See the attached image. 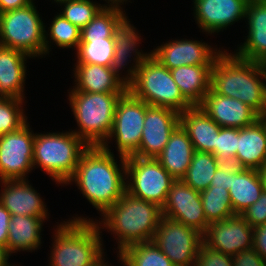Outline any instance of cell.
Returning <instances> with one entry per match:
<instances>
[{
    "label": "cell",
    "instance_id": "d590c367",
    "mask_svg": "<svg viewBox=\"0 0 266 266\" xmlns=\"http://www.w3.org/2000/svg\"><path fill=\"white\" fill-rule=\"evenodd\" d=\"M58 3L65 7L59 14L80 29L85 27L105 6V4H95L91 0H62Z\"/></svg>",
    "mask_w": 266,
    "mask_h": 266
},
{
    "label": "cell",
    "instance_id": "d6a6232c",
    "mask_svg": "<svg viewBox=\"0 0 266 266\" xmlns=\"http://www.w3.org/2000/svg\"><path fill=\"white\" fill-rule=\"evenodd\" d=\"M206 220L209 224L236 215L228 189L209 186L200 192Z\"/></svg>",
    "mask_w": 266,
    "mask_h": 266
},
{
    "label": "cell",
    "instance_id": "f5cc1de1",
    "mask_svg": "<svg viewBox=\"0 0 266 266\" xmlns=\"http://www.w3.org/2000/svg\"><path fill=\"white\" fill-rule=\"evenodd\" d=\"M60 1H62V0H54V2H56L57 4H58V2H60Z\"/></svg>",
    "mask_w": 266,
    "mask_h": 266
},
{
    "label": "cell",
    "instance_id": "7bdbcfd3",
    "mask_svg": "<svg viewBox=\"0 0 266 266\" xmlns=\"http://www.w3.org/2000/svg\"><path fill=\"white\" fill-rule=\"evenodd\" d=\"M253 248L266 261V223L253 228Z\"/></svg>",
    "mask_w": 266,
    "mask_h": 266
},
{
    "label": "cell",
    "instance_id": "f546056e",
    "mask_svg": "<svg viewBox=\"0 0 266 266\" xmlns=\"http://www.w3.org/2000/svg\"><path fill=\"white\" fill-rule=\"evenodd\" d=\"M119 5L107 4L81 29L80 40H103L113 38L114 29L126 17Z\"/></svg>",
    "mask_w": 266,
    "mask_h": 266
},
{
    "label": "cell",
    "instance_id": "681fc988",
    "mask_svg": "<svg viewBox=\"0 0 266 266\" xmlns=\"http://www.w3.org/2000/svg\"><path fill=\"white\" fill-rule=\"evenodd\" d=\"M104 255L102 254L93 264L89 265V266H109L107 264V262L105 263L104 261L105 258L103 257ZM112 266V265H111Z\"/></svg>",
    "mask_w": 266,
    "mask_h": 266
},
{
    "label": "cell",
    "instance_id": "f907efd6",
    "mask_svg": "<svg viewBox=\"0 0 266 266\" xmlns=\"http://www.w3.org/2000/svg\"><path fill=\"white\" fill-rule=\"evenodd\" d=\"M258 120L262 123L265 132H266V112H264L263 114L258 115Z\"/></svg>",
    "mask_w": 266,
    "mask_h": 266
},
{
    "label": "cell",
    "instance_id": "83f0119b",
    "mask_svg": "<svg viewBox=\"0 0 266 266\" xmlns=\"http://www.w3.org/2000/svg\"><path fill=\"white\" fill-rule=\"evenodd\" d=\"M47 217L11 215L8 225L7 252L11 255L18 251L39 249L41 230Z\"/></svg>",
    "mask_w": 266,
    "mask_h": 266
},
{
    "label": "cell",
    "instance_id": "ee69618b",
    "mask_svg": "<svg viewBox=\"0 0 266 266\" xmlns=\"http://www.w3.org/2000/svg\"><path fill=\"white\" fill-rule=\"evenodd\" d=\"M11 220L10 212L0 203V245L7 249L8 225Z\"/></svg>",
    "mask_w": 266,
    "mask_h": 266
},
{
    "label": "cell",
    "instance_id": "8fae6325",
    "mask_svg": "<svg viewBox=\"0 0 266 266\" xmlns=\"http://www.w3.org/2000/svg\"><path fill=\"white\" fill-rule=\"evenodd\" d=\"M152 241L175 266H194L203 234L162 216Z\"/></svg>",
    "mask_w": 266,
    "mask_h": 266
},
{
    "label": "cell",
    "instance_id": "9c48e42d",
    "mask_svg": "<svg viewBox=\"0 0 266 266\" xmlns=\"http://www.w3.org/2000/svg\"><path fill=\"white\" fill-rule=\"evenodd\" d=\"M126 192L163 207L175 179L154 158H126Z\"/></svg>",
    "mask_w": 266,
    "mask_h": 266
},
{
    "label": "cell",
    "instance_id": "7dc6e473",
    "mask_svg": "<svg viewBox=\"0 0 266 266\" xmlns=\"http://www.w3.org/2000/svg\"><path fill=\"white\" fill-rule=\"evenodd\" d=\"M258 174L262 183L263 191L266 192V163H264L259 169Z\"/></svg>",
    "mask_w": 266,
    "mask_h": 266
},
{
    "label": "cell",
    "instance_id": "6da1fadb",
    "mask_svg": "<svg viewBox=\"0 0 266 266\" xmlns=\"http://www.w3.org/2000/svg\"><path fill=\"white\" fill-rule=\"evenodd\" d=\"M109 147L89 146L82 153L74 174L66 183L75 182L83 196L101 215L126 191V158L119 155L118 165Z\"/></svg>",
    "mask_w": 266,
    "mask_h": 266
},
{
    "label": "cell",
    "instance_id": "277c9868",
    "mask_svg": "<svg viewBox=\"0 0 266 266\" xmlns=\"http://www.w3.org/2000/svg\"><path fill=\"white\" fill-rule=\"evenodd\" d=\"M101 233L96 221L81 218V216L59 224L54 234L49 265L89 266L93 264L104 254Z\"/></svg>",
    "mask_w": 266,
    "mask_h": 266
},
{
    "label": "cell",
    "instance_id": "4fadbf2b",
    "mask_svg": "<svg viewBox=\"0 0 266 266\" xmlns=\"http://www.w3.org/2000/svg\"><path fill=\"white\" fill-rule=\"evenodd\" d=\"M162 216L198 230L207 231L209 223L203 209L200 192L186 185L182 180L171 184Z\"/></svg>",
    "mask_w": 266,
    "mask_h": 266
},
{
    "label": "cell",
    "instance_id": "d6986e66",
    "mask_svg": "<svg viewBox=\"0 0 266 266\" xmlns=\"http://www.w3.org/2000/svg\"><path fill=\"white\" fill-rule=\"evenodd\" d=\"M220 127L243 128L252 125L258 114L248 105L215 93L211 88L198 105Z\"/></svg>",
    "mask_w": 266,
    "mask_h": 266
},
{
    "label": "cell",
    "instance_id": "836d02e7",
    "mask_svg": "<svg viewBox=\"0 0 266 266\" xmlns=\"http://www.w3.org/2000/svg\"><path fill=\"white\" fill-rule=\"evenodd\" d=\"M49 28L50 32L49 30L47 32L46 29H44L45 56L46 54H49L51 45L48 44L51 40L57 46L63 49L73 47V49L75 48L77 50L80 43V28H78L76 25H73L61 14H57L56 16H54ZM48 35L50 39L48 38Z\"/></svg>",
    "mask_w": 266,
    "mask_h": 266
},
{
    "label": "cell",
    "instance_id": "bcb514c9",
    "mask_svg": "<svg viewBox=\"0 0 266 266\" xmlns=\"http://www.w3.org/2000/svg\"><path fill=\"white\" fill-rule=\"evenodd\" d=\"M9 256H11L5 246L0 245V266H15L8 262Z\"/></svg>",
    "mask_w": 266,
    "mask_h": 266
},
{
    "label": "cell",
    "instance_id": "ac0fdd59",
    "mask_svg": "<svg viewBox=\"0 0 266 266\" xmlns=\"http://www.w3.org/2000/svg\"><path fill=\"white\" fill-rule=\"evenodd\" d=\"M136 28L130 24L129 19L127 16L118 24V26L114 29V46L115 52L113 61L111 62L110 69L112 73L119 78L127 87L133 82L136 71L141 65L142 62L147 60L151 55L152 52L143 53L138 50L137 47L140 41V35H138V31L135 30ZM137 48V49H136ZM138 50V51H137ZM134 55L135 64L133 66L127 67L128 74L125 77H120L121 74L119 73L120 70L127 66L129 63L128 58H131V55Z\"/></svg>",
    "mask_w": 266,
    "mask_h": 266
},
{
    "label": "cell",
    "instance_id": "b9f144b4",
    "mask_svg": "<svg viewBox=\"0 0 266 266\" xmlns=\"http://www.w3.org/2000/svg\"><path fill=\"white\" fill-rule=\"evenodd\" d=\"M236 166L235 163H220L217 171L213 175L210 186L229 190L231 188V171Z\"/></svg>",
    "mask_w": 266,
    "mask_h": 266
},
{
    "label": "cell",
    "instance_id": "484cf974",
    "mask_svg": "<svg viewBox=\"0 0 266 266\" xmlns=\"http://www.w3.org/2000/svg\"><path fill=\"white\" fill-rule=\"evenodd\" d=\"M194 152L187 131L179 124L156 159L175 180H181L190 166Z\"/></svg>",
    "mask_w": 266,
    "mask_h": 266
},
{
    "label": "cell",
    "instance_id": "c3c4849f",
    "mask_svg": "<svg viewBox=\"0 0 266 266\" xmlns=\"http://www.w3.org/2000/svg\"><path fill=\"white\" fill-rule=\"evenodd\" d=\"M262 74H263V104L266 112V62H262Z\"/></svg>",
    "mask_w": 266,
    "mask_h": 266
},
{
    "label": "cell",
    "instance_id": "3957f363",
    "mask_svg": "<svg viewBox=\"0 0 266 266\" xmlns=\"http://www.w3.org/2000/svg\"><path fill=\"white\" fill-rule=\"evenodd\" d=\"M102 216L103 221H96L97 225L117 236L118 251L121 252L135 243L152 241L162 218V208L125 191Z\"/></svg>",
    "mask_w": 266,
    "mask_h": 266
},
{
    "label": "cell",
    "instance_id": "f35d334b",
    "mask_svg": "<svg viewBox=\"0 0 266 266\" xmlns=\"http://www.w3.org/2000/svg\"><path fill=\"white\" fill-rule=\"evenodd\" d=\"M194 266H233L232 256L200 245Z\"/></svg>",
    "mask_w": 266,
    "mask_h": 266
},
{
    "label": "cell",
    "instance_id": "ffe728a7",
    "mask_svg": "<svg viewBox=\"0 0 266 266\" xmlns=\"http://www.w3.org/2000/svg\"><path fill=\"white\" fill-rule=\"evenodd\" d=\"M26 180L0 181L4 188L1 190L0 203L11 215L49 217L40 194Z\"/></svg>",
    "mask_w": 266,
    "mask_h": 266
},
{
    "label": "cell",
    "instance_id": "44dd1931",
    "mask_svg": "<svg viewBox=\"0 0 266 266\" xmlns=\"http://www.w3.org/2000/svg\"><path fill=\"white\" fill-rule=\"evenodd\" d=\"M245 18L247 39L235 54L249 61L266 62V0H250Z\"/></svg>",
    "mask_w": 266,
    "mask_h": 266
},
{
    "label": "cell",
    "instance_id": "5b68a950",
    "mask_svg": "<svg viewBox=\"0 0 266 266\" xmlns=\"http://www.w3.org/2000/svg\"><path fill=\"white\" fill-rule=\"evenodd\" d=\"M69 93V102L79 127L73 130L88 146H101L108 138L114 121L115 108L124 93Z\"/></svg>",
    "mask_w": 266,
    "mask_h": 266
},
{
    "label": "cell",
    "instance_id": "603a6c76",
    "mask_svg": "<svg viewBox=\"0 0 266 266\" xmlns=\"http://www.w3.org/2000/svg\"><path fill=\"white\" fill-rule=\"evenodd\" d=\"M180 124L187 131L195 151L212 153L215 156L217 133L220 126L199 106L180 113Z\"/></svg>",
    "mask_w": 266,
    "mask_h": 266
},
{
    "label": "cell",
    "instance_id": "4316f807",
    "mask_svg": "<svg viewBox=\"0 0 266 266\" xmlns=\"http://www.w3.org/2000/svg\"><path fill=\"white\" fill-rule=\"evenodd\" d=\"M212 65H186L171 69L180 93L192 105L198 106L210 90Z\"/></svg>",
    "mask_w": 266,
    "mask_h": 266
},
{
    "label": "cell",
    "instance_id": "7c38bea8",
    "mask_svg": "<svg viewBox=\"0 0 266 266\" xmlns=\"http://www.w3.org/2000/svg\"><path fill=\"white\" fill-rule=\"evenodd\" d=\"M25 123L19 129L0 135V180L26 179L33 168L35 133Z\"/></svg>",
    "mask_w": 266,
    "mask_h": 266
},
{
    "label": "cell",
    "instance_id": "9a60e30c",
    "mask_svg": "<svg viewBox=\"0 0 266 266\" xmlns=\"http://www.w3.org/2000/svg\"><path fill=\"white\" fill-rule=\"evenodd\" d=\"M203 243L209 248L234 255L253 247V228L236 214L209 224L203 234Z\"/></svg>",
    "mask_w": 266,
    "mask_h": 266
},
{
    "label": "cell",
    "instance_id": "8992f818",
    "mask_svg": "<svg viewBox=\"0 0 266 266\" xmlns=\"http://www.w3.org/2000/svg\"><path fill=\"white\" fill-rule=\"evenodd\" d=\"M88 147L72 131L35 133L33 168L39 166L55 182L65 185L74 174L82 153Z\"/></svg>",
    "mask_w": 266,
    "mask_h": 266
},
{
    "label": "cell",
    "instance_id": "60d3db41",
    "mask_svg": "<svg viewBox=\"0 0 266 266\" xmlns=\"http://www.w3.org/2000/svg\"><path fill=\"white\" fill-rule=\"evenodd\" d=\"M233 266H266V261L252 247L232 255Z\"/></svg>",
    "mask_w": 266,
    "mask_h": 266
},
{
    "label": "cell",
    "instance_id": "f1b7e54d",
    "mask_svg": "<svg viewBox=\"0 0 266 266\" xmlns=\"http://www.w3.org/2000/svg\"><path fill=\"white\" fill-rule=\"evenodd\" d=\"M228 191L233 211L240 215L254 204L263 192L258 170L236 166L231 171V188Z\"/></svg>",
    "mask_w": 266,
    "mask_h": 266
},
{
    "label": "cell",
    "instance_id": "5bb4252c",
    "mask_svg": "<svg viewBox=\"0 0 266 266\" xmlns=\"http://www.w3.org/2000/svg\"><path fill=\"white\" fill-rule=\"evenodd\" d=\"M179 124V112L147 104L139 149L133 156L156 159Z\"/></svg>",
    "mask_w": 266,
    "mask_h": 266
},
{
    "label": "cell",
    "instance_id": "74e56055",
    "mask_svg": "<svg viewBox=\"0 0 266 266\" xmlns=\"http://www.w3.org/2000/svg\"><path fill=\"white\" fill-rule=\"evenodd\" d=\"M238 128L221 127L217 133L215 156L220 163H234L237 153Z\"/></svg>",
    "mask_w": 266,
    "mask_h": 266
},
{
    "label": "cell",
    "instance_id": "8d00e7d4",
    "mask_svg": "<svg viewBox=\"0 0 266 266\" xmlns=\"http://www.w3.org/2000/svg\"><path fill=\"white\" fill-rule=\"evenodd\" d=\"M22 101L24 100L0 98V135L15 131L28 122Z\"/></svg>",
    "mask_w": 266,
    "mask_h": 266
},
{
    "label": "cell",
    "instance_id": "d4e9b609",
    "mask_svg": "<svg viewBox=\"0 0 266 266\" xmlns=\"http://www.w3.org/2000/svg\"><path fill=\"white\" fill-rule=\"evenodd\" d=\"M74 91L90 93H125L127 86L117 78L111 71L110 67L76 63L74 68Z\"/></svg>",
    "mask_w": 266,
    "mask_h": 266
},
{
    "label": "cell",
    "instance_id": "e0dca14e",
    "mask_svg": "<svg viewBox=\"0 0 266 266\" xmlns=\"http://www.w3.org/2000/svg\"><path fill=\"white\" fill-rule=\"evenodd\" d=\"M250 0H193L194 18L206 33L223 31L229 25L245 19Z\"/></svg>",
    "mask_w": 266,
    "mask_h": 266
},
{
    "label": "cell",
    "instance_id": "7402d4cb",
    "mask_svg": "<svg viewBox=\"0 0 266 266\" xmlns=\"http://www.w3.org/2000/svg\"><path fill=\"white\" fill-rule=\"evenodd\" d=\"M26 53L0 45V98L24 100Z\"/></svg>",
    "mask_w": 266,
    "mask_h": 266
},
{
    "label": "cell",
    "instance_id": "52a82bcc",
    "mask_svg": "<svg viewBox=\"0 0 266 266\" xmlns=\"http://www.w3.org/2000/svg\"><path fill=\"white\" fill-rule=\"evenodd\" d=\"M127 90L151 106L167 107L179 113L192 107L180 93L170 70L152 55L141 63Z\"/></svg>",
    "mask_w": 266,
    "mask_h": 266
},
{
    "label": "cell",
    "instance_id": "cb8c5ba5",
    "mask_svg": "<svg viewBox=\"0 0 266 266\" xmlns=\"http://www.w3.org/2000/svg\"><path fill=\"white\" fill-rule=\"evenodd\" d=\"M234 163L240 168L257 170L266 163V132L258 119L252 125L238 129Z\"/></svg>",
    "mask_w": 266,
    "mask_h": 266
},
{
    "label": "cell",
    "instance_id": "f6af8a7d",
    "mask_svg": "<svg viewBox=\"0 0 266 266\" xmlns=\"http://www.w3.org/2000/svg\"><path fill=\"white\" fill-rule=\"evenodd\" d=\"M30 3L29 0H0V14L9 10L24 7Z\"/></svg>",
    "mask_w": 266,
    "mask_h": 266
},
{
    "label": "cell",
    "instance_id": "e575fe53",
    "mask_svg": "<svg viewBox=\"0 0 266 266\" xmlns=\"http://www.w3.org/2000/svg\"><path fill=\"white\" fill-rule=\"evenodd\" d=\"M115 52L114 38L103 40H80L77 48V62L111 66Z\"/></svg>",
    "mask_w": 266,
    "mask_h": 266
},
{
    "label": "cell",
    "instance_id": "ba28073f",
    "mask_svg": "<svg viewBox=\"0 0 266 266\" xmlns=\"http://www.w3.org/2000/svg\"><path fill=\"white\" fill-rule=\"evenodd\" d=\"M35 3L0 14V45L32 58L45 55L44 26Z\"/></svg>",
    "mask_w": 266,
    "mask_h": 266
},
{
    "label": "cell",
    "instance_id": "816d5d0a",
    "mask_svg": "<svg viewBox=\"0 0 266 266\" xmlns=\"http://www.w3.org/2000/svg\"><path fill=\"white\" fill-rule=\"evenodd\" d=\"M108 4L107 5H121L124 4L123 2L125 1V4L128 0H105ZM111 2V3H110Z\"/></svg>",
    "mask_w": 266,
    "mask_h": 266
},
{
    "label": "cell",
    "instance_id": "ab89813d",
    "mask_svg": "<svg viewBox=\"0 0 266 266\" xmlns=\"http://www.w3.org/2000/svg\"><path fill=\"white\" fill-rule=\"evenodd\" d=\"M252 227H258L266 223V192L263 191L259 199L240 214Z\"/></svg>",
    "mask_w": 266,
    "mask_h": 266
},
{
    "label": "cell",
    "instance_id": "4dcf8cb0",
    "mask_svg": "<svg viewBox=\"0 0 266 266\" xmlns=\"http://www.w3.org/2000/svg\"><path fill=\"white\" fill-rule=\"evenodd\" d=\"M117 255L123 266H175L153 241L127 246Z\"/></svg>",
    "mask_w": 266,
    "mask_h": 266
},
{
    "label": "cell",
    "instance_id": "1f68e13d",
    "mask_svg": "<svg viewBox=\"0 0 266 266\" xmlns=\"http://www.w3.org/2000/svg\"><path fill=\"white\" fill-rule=\"evenodd\" d=\"M219 165L220 162L212 153L195 151L190 166L181 180L201 192L210 186Z\"/></svg>",
    "mask_w": 266,
    "mask_h": 266
},
{
    "label": "cell",
    "instance_id": "30bf717a",
    "mask_svg": "<svg viewBox=\"0 0 266 266\" xmlns=\"http://www.w3.org/2000/svg\"><path fill=\"white\" fill-rule=\"evenodd\" d=\"M146 110L147 103L127 90L117 102L112 130L101 146H108V140L115 138L118 154L133 156L139 149Z\"/></svg>",
    "mask_w": 266,
    "mask_h": 266
},
{
    "label": "cell",
    "instance_id": "7a4b0ae2",
    "mask_svg": "<svg viewBox=\"0 0 266 266\" xmlns=\"http://www.w3.org/2000/svg\"><path fill=\"white\" fill-rule=\"evenodd\" d=\"M263 82L262 62L240 58L225 49L211 68L210 88L222 96L238 99L258 115L265 112Z\"/></svg>",
    "mask_w": 266,
    "mask_h": 266
},
{
    "label": "cell",
    "instance_id": "2e32d148",
    "mask_svg": "<svg viewBox=\"0 0 266 266\" xmlns=\"http://www.w3.org/2000/svg\"><path fill=\"white\" fill-rule=\"evenodd\" d=\"M157 47L151 51L152 56L169 70L186 65H213L216 57L222 52L193 39H177Z\"/></svg>",
    "mask_w": 266,
    "mask_h": 266
}]
</instances>
